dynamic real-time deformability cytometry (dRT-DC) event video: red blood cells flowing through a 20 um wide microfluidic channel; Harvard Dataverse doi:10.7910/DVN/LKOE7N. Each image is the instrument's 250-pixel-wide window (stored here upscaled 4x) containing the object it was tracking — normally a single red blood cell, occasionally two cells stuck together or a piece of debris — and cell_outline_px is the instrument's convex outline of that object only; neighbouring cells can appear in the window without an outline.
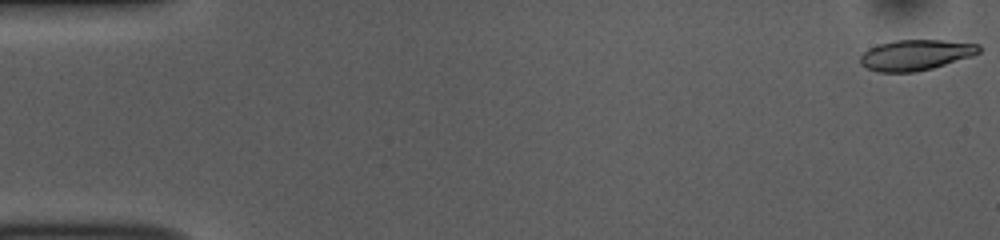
{"species": "common noctule bat (a hibernating species)", "species_latin": "Nyctalus noctula", "temperature_condition": "room temperature", "stored_images_in_passage": 53, "camera_frame_rate_fps": 3000, "um_per_image_px": 0.085, "animal": {"sex": "female", "body_mass_g": 10.0, "forearm_length_mm": 53.1}, "frame": {"image": 1, "passage_image": 1, "time_ms": 0.0, "image_size_px": [1000, 240], "cell_outline_px": [[980, 52], [972, 56], [932, 68], [916, 72], [876, 72], [860, 64], [860, 56], [868, 48], [876, 44], [896, 40], [944, 40], [980, 44]], "centroid_in_image_um": [77.81, 4.67], "position_along_channel_um": 7.2, "area_um2": 21.27}}
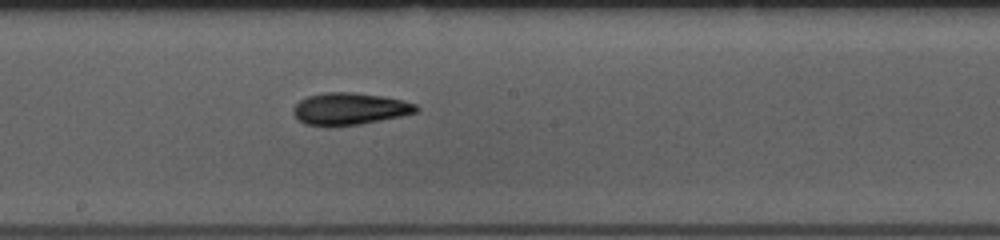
{"frame": {"image": 2, "passage_image": 29, "time_ms": 9.333, "image_size_px": [1000, 240], "cell_outline_px": [[420, 108], [416, 112], [400, 116], [360, 124], [328, 128], [304, 124], [296, 120], [292, 112], [292, 108], [300, 100], [308, 96], [328, 92], [352, 92], [384, 96], [404, 100], [416, 104]], "centroid_in_image_um": [29.67, 9.27], "position_along_channel_um": 218.5, "area_um2": 23.41}}
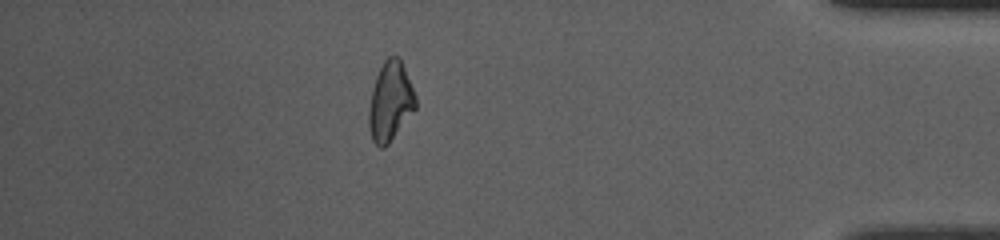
{"frame": {"image": 3, "passage_image": 47, "time_ms": 15.333, "image_size_px": [1000, 240], "cell_outline_px": [[416, 108], [388, 144], [384, 148], [380, 148], [372, 140], [368, 128], [368, 108], [372, 88], [376, 76], [384, 60], [388, 56], [400, 56], [416, 96]], "centroid_in_image_um": [33.16, 8.62], "position_along_channel_um": 402.0, "area_um2": 21.73}, "authors_computed_cell_mechanics": {"area_um2": 21.9062, "velocity_mm_per_s": 3.7506, "shape_relaxation_time_tau1_ms": 4.4238, "shape_relaxation_time_tau2_ms": 3.9571, "deformation_change_tau1": 0.1335, "deformation_change_tau2": 0.1086}}